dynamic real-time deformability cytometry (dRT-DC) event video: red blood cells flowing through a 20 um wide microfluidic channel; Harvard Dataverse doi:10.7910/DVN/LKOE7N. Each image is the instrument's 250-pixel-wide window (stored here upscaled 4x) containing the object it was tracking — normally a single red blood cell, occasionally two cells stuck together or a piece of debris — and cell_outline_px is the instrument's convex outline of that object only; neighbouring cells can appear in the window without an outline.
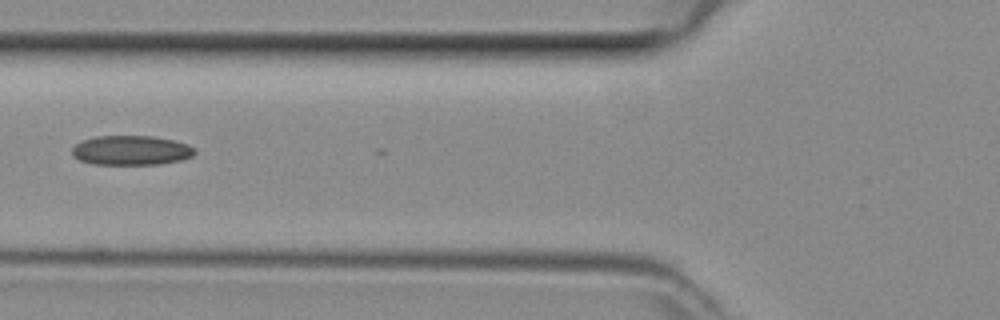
{"species": "common noctule bat (a hibernating species)", "species_latin": "Nyctalus noctula", "temperature_condition": "room temperature", "stored_images_in_passage": 22, "camera_frame_rate_fps": 3000, "um_per_image_px": 0.085, "animal": {"sex": "female", "body_mass_g": 29.2, "forearm_length_mm": 56.3}, "frame": {"image": 1, "passage_image": 6, "time_ms": 1.667, "image_size_px": [1000, 320], "cell_outline_px": [[196, 152], [192, 156], [180, 160], [160, 164], [92, 164], [80, 160], [72, 156], [72, 148], [76, 144], [84, 140], [96, 136], [152, 136], [176, 140], [188, 144], [196, 148]], "centroid_in_image_um": [11.17, 12.77], "position_along_channel_um": 114.6, "area_um2": 21.21}}
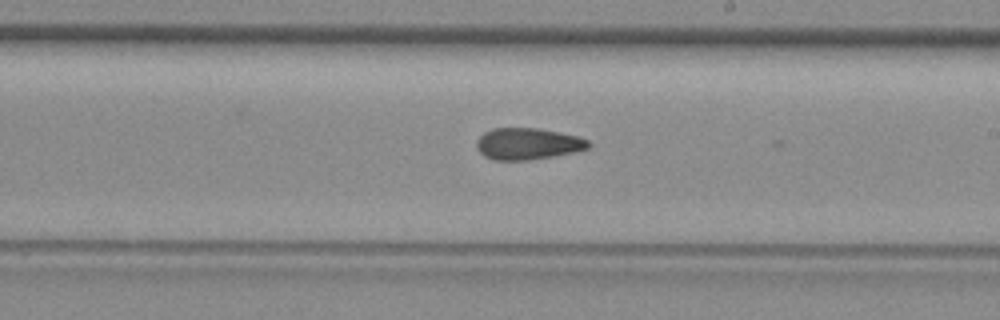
{"frame": {"image": 2, "passage_image": 15, "time_ms": 4.667, "image_size_px": [1000, 320], "cell_outline_px": [[592, 144], [588, 148], [576, 152], [528, 160], [492, 160], [484, 156], [476, 148], [476, 140], [484, 132], [492, 128], [540, 128], [560, 132], [576, 136], [588, 140]], "centroid_in_image_um": [44.84, 12.22], "position_along_channel_um": 244.2, "area_um2": 20.75}}
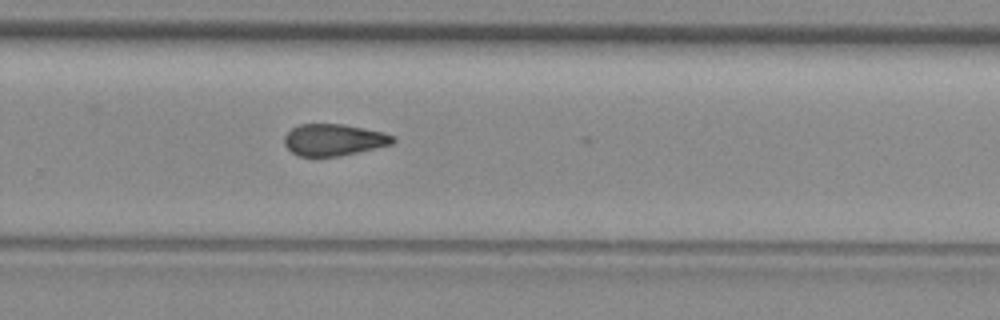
{"frame": {"image": 3, "passage_image": 19, "time_ms": 6.0, "image_size_px": [1000, 320], "cell_outline_px": [[396, 140], [392, 144], [340, 156], [300, 156], [292, 152], [284, 144], [284, 136], [292, 128], [300, 124], [344, 124], [384, 132], [396, 136]], "centroid_in_image_um": [28.39, 11.88], "position_along_channel_um": 301.4, "area_um2": 20.06}}